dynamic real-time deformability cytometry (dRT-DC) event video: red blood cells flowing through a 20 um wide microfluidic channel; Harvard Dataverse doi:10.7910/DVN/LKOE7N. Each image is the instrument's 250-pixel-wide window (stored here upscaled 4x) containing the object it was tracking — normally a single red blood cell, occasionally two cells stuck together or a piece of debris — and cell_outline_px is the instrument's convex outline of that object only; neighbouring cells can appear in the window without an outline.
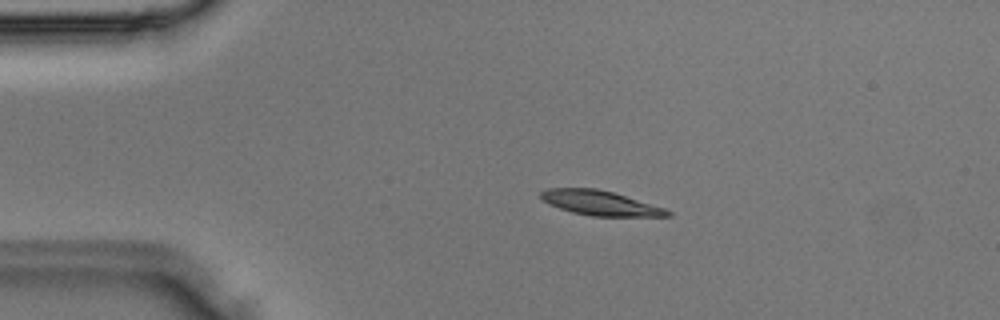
{"species": "Egyptian fruit bat (a non-hibernating species)", "species_latin": "Rousettus aegyptiacus", "temperature_condition": "room temperature", "stored_images_in_passage": 3, "camera_frame_rate_fps": 3000, "um_per_image_px": 0.085, "animal": {"sex": "male"}, "frame": {"image": 1, "passage_image": 2, "time_ms": 0.333, "image_size_px": [1000, 320], "cell_outline_px": [[672, 216], [592, 216], [572, 212], [560, 208], [544, 200], [540, 196], [540, 192], [548, 188], [596, 188], [612, 192], [664, 208], [672, 212]], "centroid_in_image_um": [51.02, 17.25], "position_along_channel_um": 34.0, "area_um2": 17.86}}